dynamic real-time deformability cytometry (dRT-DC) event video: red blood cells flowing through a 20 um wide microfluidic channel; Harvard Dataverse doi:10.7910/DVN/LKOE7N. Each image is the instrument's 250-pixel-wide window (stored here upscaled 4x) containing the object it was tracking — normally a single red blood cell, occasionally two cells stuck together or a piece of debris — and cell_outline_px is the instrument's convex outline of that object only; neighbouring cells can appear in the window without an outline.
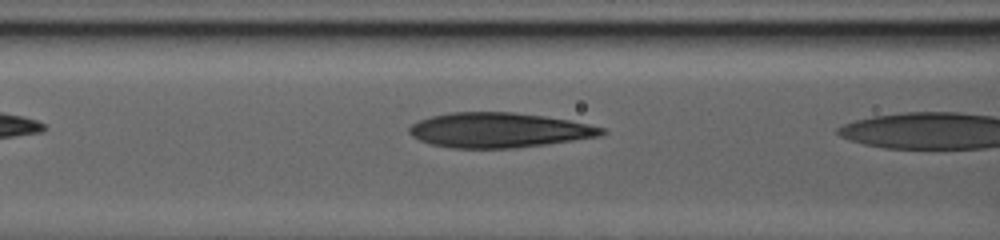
{"species": "human", "species_latin": "Homo sapiens", "temperature_condition": "warm", "stored_images_in_passage": 4, "camera_frame_rate_fps": 3000, "um_per_image_px": 0.085, "donor": {"sex": "male"}, "frame": {"image": 1, "passage_image": 3, "time_ms": 0.667, "image_size_px": [1000, 240], "cell_outline_px": [[608, 132], [600, 136], [516, 148], [452, 148], [432, 144], [420, 140], [412, 136], [408, 132], [408, 128], [412, 124], [420, 120], [432, 116], [448, 112], [512, 112], [544, 116], [568, 120], [588, 124], [604, 128]], "centroid_in_image_um": [42.39, 11.06], "position_along_channel_um": 124.2, "area_um2": 38.96}}